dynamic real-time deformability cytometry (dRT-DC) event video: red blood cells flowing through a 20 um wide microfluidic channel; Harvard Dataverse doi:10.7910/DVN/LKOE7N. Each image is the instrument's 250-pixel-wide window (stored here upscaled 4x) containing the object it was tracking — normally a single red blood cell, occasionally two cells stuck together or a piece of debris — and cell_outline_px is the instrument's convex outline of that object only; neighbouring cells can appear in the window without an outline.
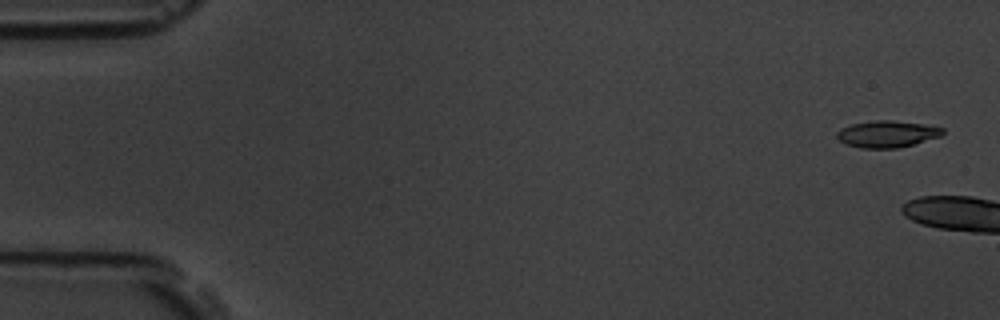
{"species": "common noctule bat (a hibernating species)", "species_latin": "Nyctalus noctula", "temperature_condition": "room temperature", "stored_images_in_passage": 19, "camera_frame_rate_fps": 3000, "um_per_image_px": 0.085, "animal": {"sex": "male", "body_mass_g": 19.5, "forearm_length_mm": 54.6}, "frame": {"image": 1, "passage_image": 1, "time_ms": 0.0, "image_size_px": [1000, 320], "cell_outline_px": [[944, 132], [940, 136], [912, 144], [896, 148], [860, 148], [844, 144], [836, 136], [836, 132], [840, 128], [852, 124], [872, 120], [892, 120], [924, 124], [944, 128]], "centroid_in_image_um": [75.36, 11.38], "position_along_channel_um": 9.6, "area_um2": 16.47}}
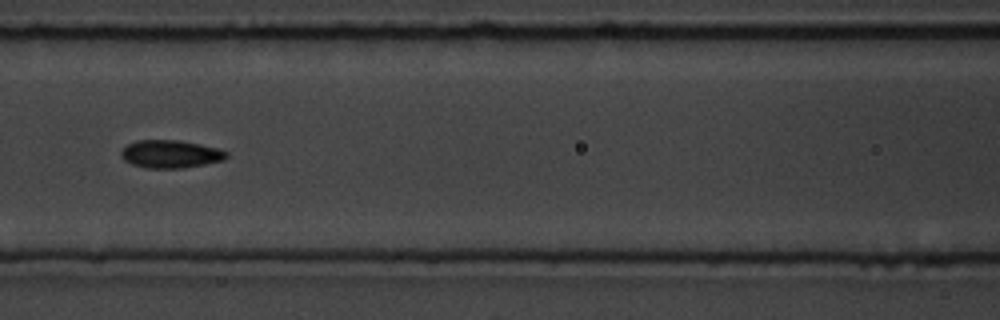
{"frame": {"image": 2, "passage_image": 9, "time_ms": 9.333, "image_size_px": [1000, 320], "cell_outline_px": [[228, 156], [224, 160], [184, 168], [144, 168], [132, 164], [124, 160], [120, 156], [120, 152], [128, 144], [136, 140], [180, 140], [200, 144], [216, 148], [228, 152]], "centroid_in_image_um": [14.48, 13.09], "position_along_channel_um": 152.1, "area_um2": 17.17}}
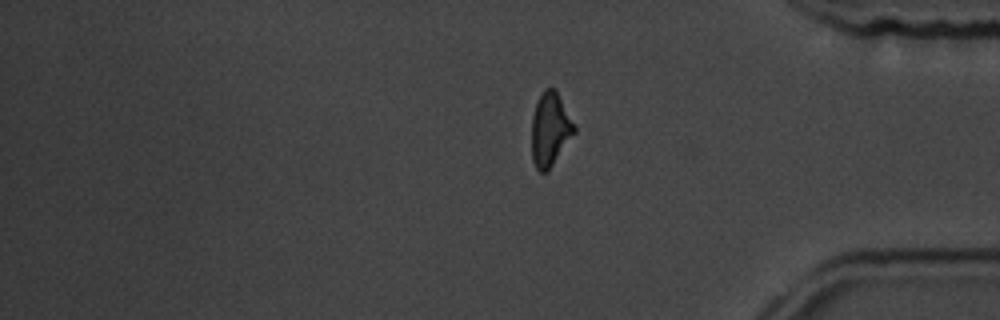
{"frame": {"image": 3, "passage_image": 19, "time_ms": 20.667, "image_size_px": [1000, 320], "cell_outline_px": [[576, 132], [548, 172], [540, 172], [536, 168], [532, 160], [532, 116], [536, 104], [544, 88], [556, 88], [576, 128]], "centroid_in_image_um": [46.77, 11.01], "position_along_channel_um": 388.4, "area_um2": 18.38}, "authors_computed_cell_mechanics": {"area_um2": 17.1666, "velocity_mm_per_s": 3.6559, "shape_relaxation_time_tau1_ms": 3.587, "shape_relaxation_time_tau2_ms": null, "deformation_change_tau1": 0.0869, "deformation_change_tau2": null}}